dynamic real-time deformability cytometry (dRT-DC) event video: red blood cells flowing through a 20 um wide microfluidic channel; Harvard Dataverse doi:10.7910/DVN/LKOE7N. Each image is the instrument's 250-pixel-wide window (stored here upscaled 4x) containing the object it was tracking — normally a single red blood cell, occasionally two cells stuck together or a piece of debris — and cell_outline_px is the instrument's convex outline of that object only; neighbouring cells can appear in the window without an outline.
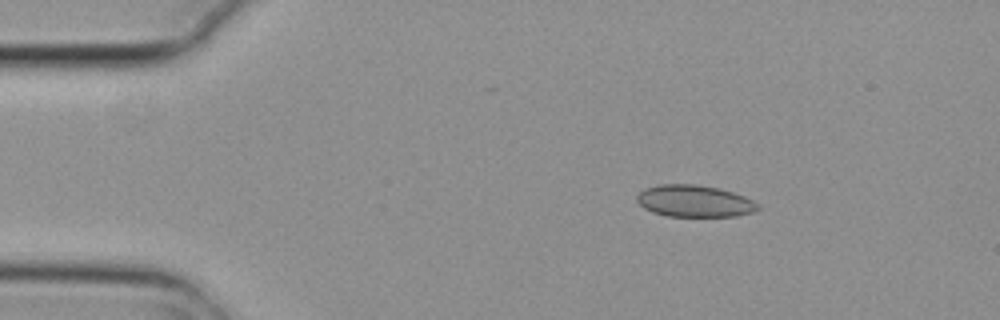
{"species": "common noctule bat (a hibernating species)", "species_latin": "Nyctalus noctula", "temperature_condition": "cold", "stored_images_in_passage": 3, "camera_frame_rate_fps": 3000, "um_per_image_px": 0.085, "animal": {"sex": "female", "body_mass_g": 29.2, "forearm_length_mm": 56.3}, "frame": {"image": 1, "passage_image": 1, "time_ms": 0.0, "image_size_px": [1000, 320], "cell_outline_px": [[760, 208], [752, 212], [736, 216], [668, 216], [652, 212], [644, 208], [636, 200], [636, 196], [644, 188], [660, 184], [696, 184], [716, 188], [732, 192], [744, 196], [760, 204]], "centroid_in_image_um": [59.01, 17.09], "position_along_channel_um": 26.0, "area_um2": 22.43}}